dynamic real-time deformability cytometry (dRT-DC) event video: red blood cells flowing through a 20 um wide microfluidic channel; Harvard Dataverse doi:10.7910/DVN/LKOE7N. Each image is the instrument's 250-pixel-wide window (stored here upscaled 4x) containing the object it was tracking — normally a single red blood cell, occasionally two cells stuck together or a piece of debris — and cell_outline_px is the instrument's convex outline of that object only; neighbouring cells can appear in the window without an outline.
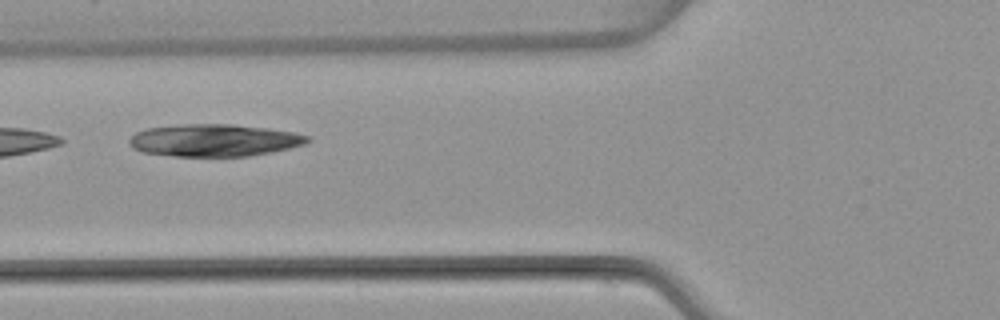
{"species": "common noctule bat (a hibernating species)", "species_latin": "Nyctalus noctula", "temperature_condition": "warm", "stored_images_in_passage": 6, "camera_frame_rate_fps": 3000, "um_per_image_px": 0.085, "animal": {"sex": "female", "body_mass_g": 22.7, "forearm_length_mm": 54.2}, "frame": {"image": 1, "passage_image": 4, "time_ms": 4.667, "image_size_px": [1000, 320], "cell_outline_px": [[312, 140], [304, 144], [272, 152], [248, 156], [172, 156], [144, 152], [132, 148], [128, 144], [128, 140], [136, 132], [148, 128], [180, 124], [232, 124], [268, 128], [292, 132], [312, 136]], "centroid_in_image_um": [18.21, 11.92], "position_along_channel_um": 107.6, "area_um2": 33.64}}
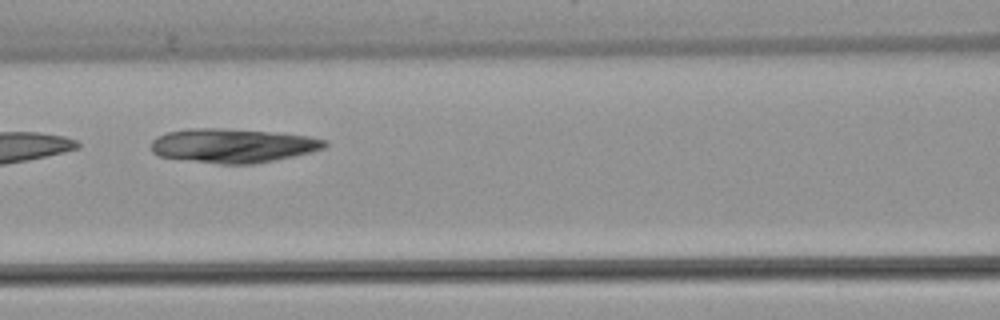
{"frame": {"image": 2, "passage_image": 5, "time_ms": 5.667, "image_size_px": [1000, 320], "cell_outline_px": [[328, 144], [324, 148], [276, 160], [256, 164], [220, 164], [160, 156], [152, 152], [152, 140], [156, 136], [168, 132], [188, 128], [220, 128], [268, 132], [308, 136], [328, 140]], "centroid_in_image_um": [19.78, 12.37], "position_along_channel_um": 146.8, "area_um2": 34.22}}
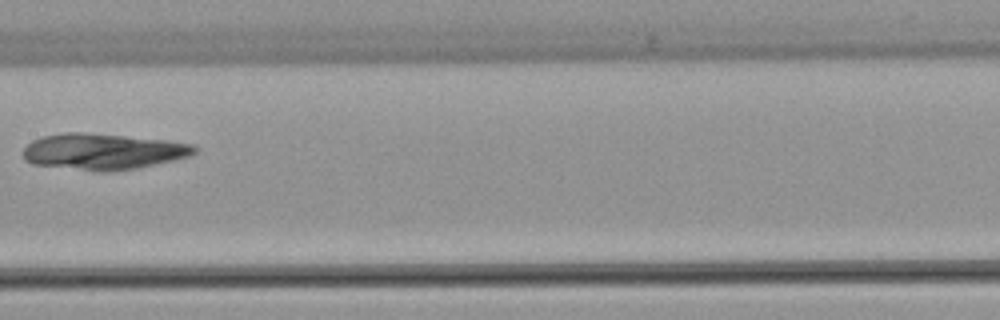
{"frame": {"image": 3, "passage_image": 6, "time_ms": 7.0, "image_size_px": [1000, 320], "cell_outline_px": [[196, 152], [188, 156], [156, 164], [136, 168], [112, 172], [96, 172], [32, 164], [24, 160], [20, 152], [32, 140], [44, 136], [64, 132], [84, 132], [164, 140], [192, 144], [196, 148]], "centroid_in_image_um": [8.67, 12.89], "position_along_channel_um": 198.7, "area_um2": 36.18}}